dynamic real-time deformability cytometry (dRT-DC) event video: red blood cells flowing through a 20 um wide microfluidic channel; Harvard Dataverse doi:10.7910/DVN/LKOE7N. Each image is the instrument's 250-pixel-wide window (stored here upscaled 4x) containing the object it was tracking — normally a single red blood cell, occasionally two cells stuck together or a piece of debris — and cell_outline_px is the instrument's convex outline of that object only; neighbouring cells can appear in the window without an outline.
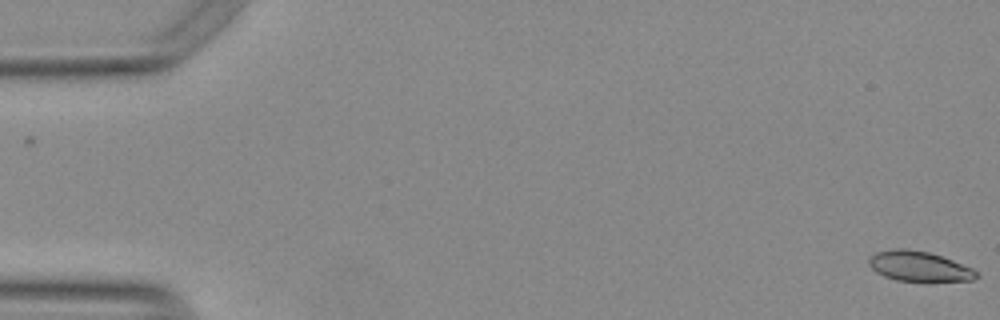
{"species": "Egyptian fruit bat (a non-hibernating species)", "species_latin": "Rousettus aegyptiacus", "temperature_condition": "warm", "stored_images_in_passage": 55, "camera_frame_rate_fps": 3000, "um_per_image_px": 0.085, "animal": {"sex": "female"}, "frame": {"image": 1, "passage_image": 1, "time_ms": 0.0, "image_size_px": [1000, 320], "cell_outline_px": [[980, 276], [972, 280], [928, 284], [896, 280], [884, 276], [876, 272], [868, 264], [868, 260], [876, 252], [896, 248], [908, 248], [928, 252], [952, 260], [972, 268]], "centroid_in_image_um": [78.15, 22.69], "position_along_channel_um": 6.8, "area_um2": 19.54}}
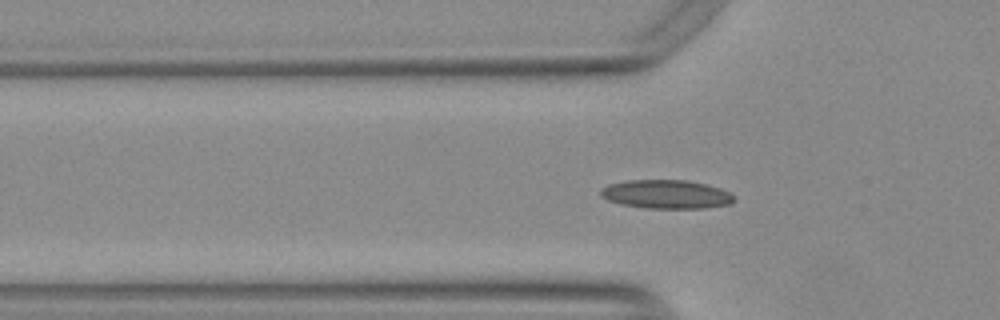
{"frame": {"image": 2, "passage_image": 18, "time_ms": 5.667, "image_size_px": [1000, 320], "cell_outline_px": [[736, 200], [732, 204], [704, 208], [644, 208], [620, 204], [608, 200], [600, 196], [600, 188], [608, 184], [628, 180], [688, 180], [708, 184], [720, 188], [728, 192]], "centroid_in_image_um": [56.62, 16.51], "position_along_channel_um": 69.2, "area_um2": 22.54}}
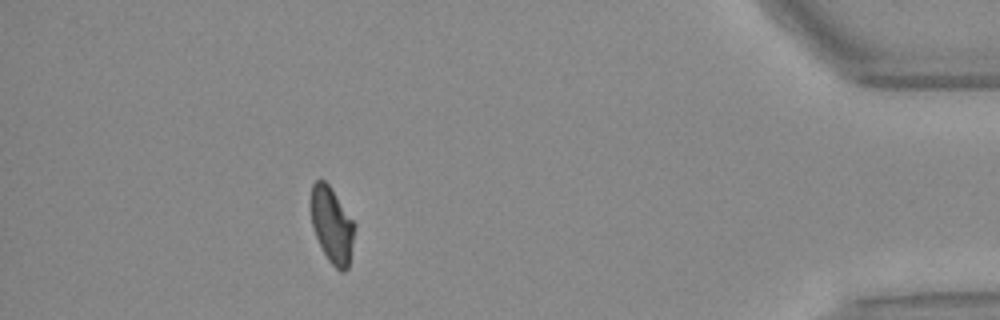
{"frame": {"image": 3, "passage_image": 49, "time_ms": 16.0, "image_size_px": [1000, 320], "cell_outline_px": [[356, 228], [348, 268], [344, 272], [340, 272], [328, 260], [316, 236], [312, 224], [312, 184], [316, 180], [324, 180], [328, 184], [356, 224]], "centroid_in_image_um": [28.25, 19.17], "position_along_channel_um": 406.9, "area_um2": 19.02}, "authors_computed_cell_mechanics": {"area_um2": 19.8832, "velocity_mm_per_s": 3.7801, "shape_relaxation_time_tau1_ms": 8.2566, "shape_relaxation_time_tau2_ms": 2.5375, "deformation_change_tau1": 0.2101, "deformation_change_tau2": 0.0756}}